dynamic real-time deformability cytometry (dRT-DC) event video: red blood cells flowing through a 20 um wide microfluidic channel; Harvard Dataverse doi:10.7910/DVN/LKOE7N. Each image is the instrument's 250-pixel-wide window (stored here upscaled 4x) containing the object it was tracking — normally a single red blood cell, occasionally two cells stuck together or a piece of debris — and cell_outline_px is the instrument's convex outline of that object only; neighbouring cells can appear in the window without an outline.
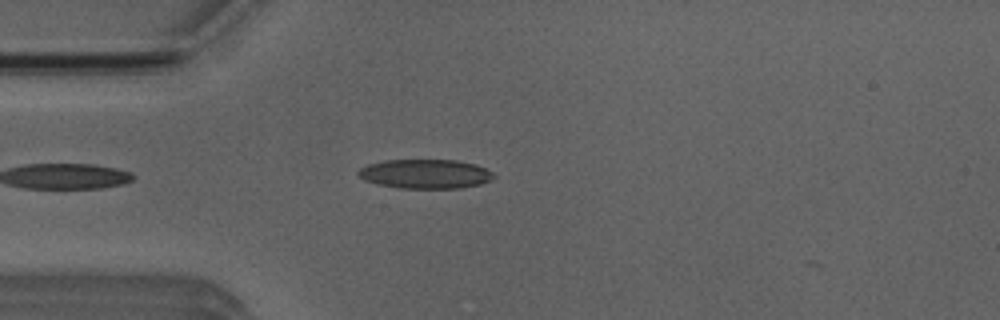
{"species": "Egyptian fruit bat (a non-hibernating species)", "species_latin": "Rousettus aegyptiacus", "temperature_condition": "room temperature", "stored_images_in_passage": 3, "camera_frame_rate_fps": 3000, "um_per_image_px": 0.085, "animal": {"sex": "male"}, "frame": {"image": 1, "passage_image": 3, "time_ms": 3.0, "image_size_px": [1000, 320], "cell_outline_px": [[496, 176], [492, 180], [480, 184], [460, 188], [400, 188], [376, 184], [364, 180], [356, 172], [360, 168], [368, 164], [388, 160], [456, 160], [476, 164], [492, 172]], "centroid_in_image_um": [36.16, 14.78], "position_along_channel_um": 48.8, "area_um2": 23.12}}